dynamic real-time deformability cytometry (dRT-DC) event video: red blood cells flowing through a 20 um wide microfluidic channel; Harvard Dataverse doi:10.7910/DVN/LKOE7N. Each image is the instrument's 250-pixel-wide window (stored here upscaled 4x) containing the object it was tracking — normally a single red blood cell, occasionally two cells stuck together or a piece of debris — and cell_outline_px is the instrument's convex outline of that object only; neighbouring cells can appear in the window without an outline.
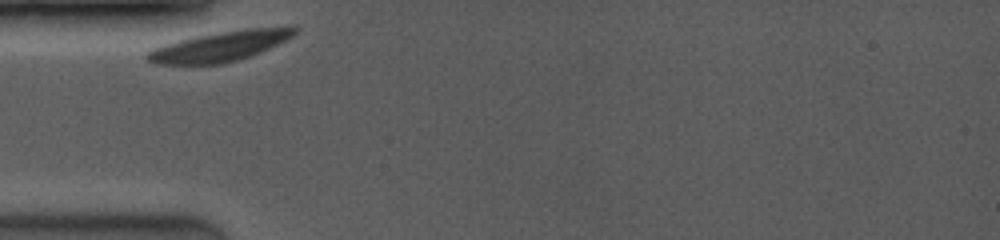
{"species": "common noctule bat (a hibernating species)", "species_latin": "Nyctalus noctula", "temperature_condition": "room temperature", "stored_images_in_passage": 11, "camera_frame_rate_fps": 3500, "um_per_image_px": 0.085, "animal": {"sex": "female", "body_mass_g": 19.0, "forearm_length_mm": 53.3}, "frame": {"image": 1, "passage_image": 1, "time_ms": 0.0, "image_size_px": [1000, 240], "cell_outline_px": [[300, 28], [292, 36], [260, 52], [224, 64], [156, 64], [148, 60], [144, 56], [148, 52], [156, 48], [180, 40], [196, 36], [244, 28], [288, 24], [292, 24]], "centroid_in_image_um": [18.82, 3.89], "position_along_channel_um": 66.2, "area_um2": 25.78}}
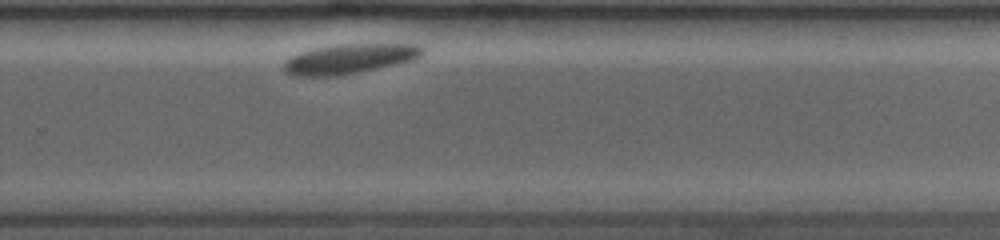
{"frame": {"image": 2, "passage_image": 11, "time_ms": 6.857, "image_size_px": [1000, 240], "cell_outline_px": [[424, 52], [420, 56], [412, 60], [396, 64], [360, 72], [336, 76], [292, 76], [284, 72], [284, 60], [300, 52], [332, 44], [420, 44], [424, 48]], "centroid_in_image_um": [29.69, 5.0], "position_along_channel_um": 300.1, "area_um2": 24.16}}